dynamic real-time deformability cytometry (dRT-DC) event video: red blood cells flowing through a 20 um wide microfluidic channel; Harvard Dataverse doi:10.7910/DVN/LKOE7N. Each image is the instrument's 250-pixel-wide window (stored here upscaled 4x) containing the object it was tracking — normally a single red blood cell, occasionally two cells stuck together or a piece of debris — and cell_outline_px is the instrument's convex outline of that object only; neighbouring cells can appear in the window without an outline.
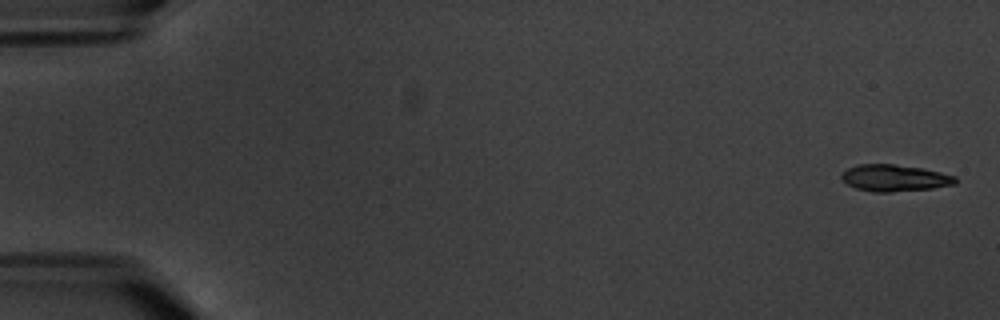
{"species": "common noctule bat (a hibernating species)", "species_latin": "Nyctalus noctula", "temperature_condition": "warm", "stored_images_in_passage": 7, "camera_frame_rate_fps": 3000, "um_per_image_px": 0.085, "animal": {"sex": "male", "body_mass_g": 20.1, "forearm_length_mm": 53.5}, "frame": {"image": 1, "passage_image": 1, "time_ms": 0.0, "image_size_px": [1000, 320], "cell_outline_px": [[956, 184], [932, 188], [892, 192], [872, 192], [856, 188], [848, 184], [840, 176], [848, 168], [860, 164], [892, 164], [924, 168], [956, 176]], "centroid_in_image_um": [76.06, 15.13], "position_along_channel_um": 8.9, "area_um2": 17.63}}
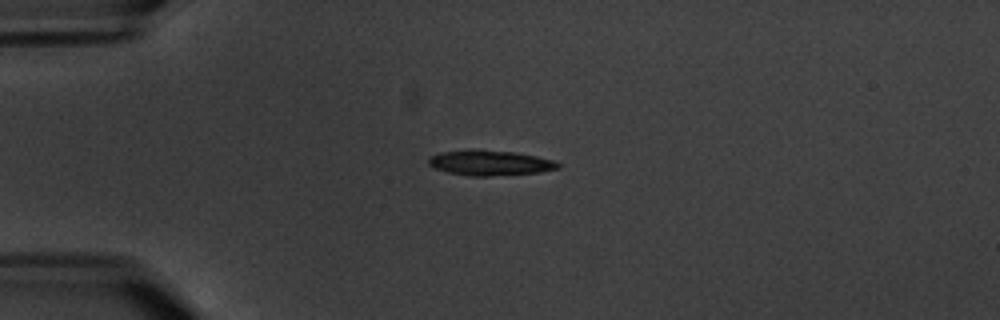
{"frame": {"image": 2, "passage_image": 5, "time_ms": 4.667, "image_size_px": [1000, 320], "cell_outline_px": [[560, 168], [540, 172], [488, 176], [468, 176], [448, 172], [432, 168], [428, 164], [428, 156], [440, 152], [512, 152], [536, 156], [556, 160], [560, 164]], "centroid_in_image_um": [41.67, 13.89], "position_along_channel_um": 43.3, "area_um2": 18.32}}